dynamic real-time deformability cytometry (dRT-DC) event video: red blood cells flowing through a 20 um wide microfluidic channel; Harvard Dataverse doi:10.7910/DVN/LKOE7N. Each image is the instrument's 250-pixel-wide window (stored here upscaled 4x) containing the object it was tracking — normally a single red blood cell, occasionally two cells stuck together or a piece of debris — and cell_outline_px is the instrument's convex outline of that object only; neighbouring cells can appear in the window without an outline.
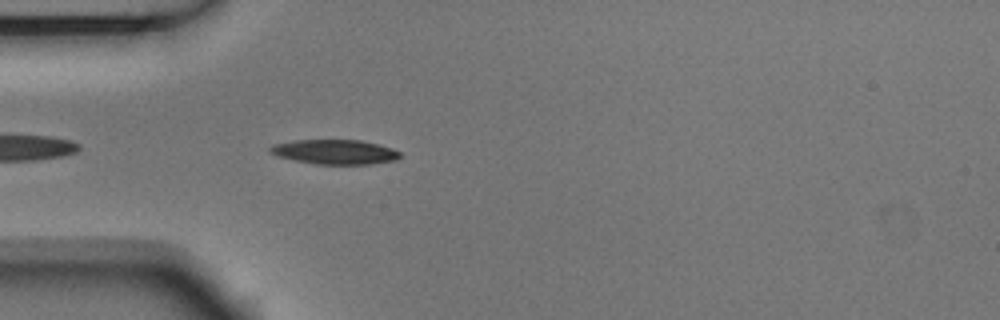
{"species": "Egyptian fruit bat (a non-hibernating species)", "species_latin": "Rousettus aegyptiacus", "temperature_condition": "room temperature", "stored_images_in_passage": 5, "segment_of_instrument_passage": [2, 2], "camera_frame_rate_fps": 3000, "um_per_image_px": 0.085, "animal": {"sex": "male"}, "frame": {"image": 1, "passage_image": 5, "time_ms": 1.333, "image_size_px": [1000, 320], "cell_outline_px": [[400, 156], [396, 160], [368, 164], [316, 164], [296, 160], [280, 156], [268, 152], [268, 148], [272, 144], [292, 140], [360, 140], [392, 148], [400, 152]], "centroid_in_image_um": [28.43, 12.9], "position_along_channel_um": 56.6, "area_um2": 18.5}}